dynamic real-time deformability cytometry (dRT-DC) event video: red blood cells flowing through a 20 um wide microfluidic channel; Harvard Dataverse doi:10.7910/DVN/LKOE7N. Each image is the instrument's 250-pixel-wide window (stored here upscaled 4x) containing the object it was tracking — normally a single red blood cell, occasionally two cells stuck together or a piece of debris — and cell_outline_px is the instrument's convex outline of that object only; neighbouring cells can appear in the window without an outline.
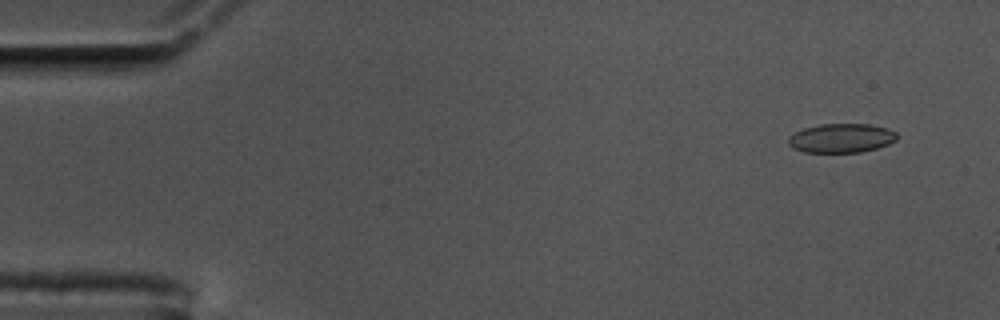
{"species": "common noctule bat (a hibernating species)", "species_latin": "Nyctalus noctula", "temperature_condition": "cold", "stored_images_in_passage": 6, "camera_frame_rate_fps": 3000, "um_per_image_px": 0.085, "animal": {"sex": "male", "body_mass_g": 17.5, "forearm_length_mm": 52.3}, "frame": {"image": 1, "passage_image": 4, "time_ms": 1.0, "image_size_px": [1000, 320], "cell_outline_px": [[896, 140], [888, 144], [876, 148], [860, 152], [804, 152], [792, 148], [788, 144], [788, 136], [804, 128], [820, 124], [868, 124], [888, 128], [896, 132]], "centroid_in_image_um": [71.49, 11.74], "position_along_channel_um": 13.5, "area_um2": 18.38}}